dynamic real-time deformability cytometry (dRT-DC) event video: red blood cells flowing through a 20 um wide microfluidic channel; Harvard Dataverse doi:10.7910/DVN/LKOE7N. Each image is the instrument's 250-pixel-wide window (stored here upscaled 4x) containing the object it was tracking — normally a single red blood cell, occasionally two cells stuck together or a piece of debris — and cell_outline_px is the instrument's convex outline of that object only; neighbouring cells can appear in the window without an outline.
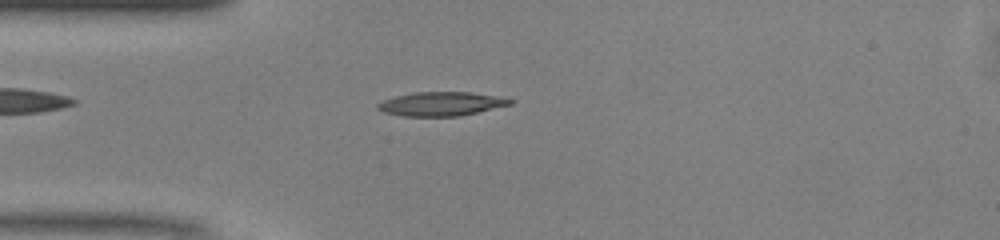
{"species": "common noctule bat (a hibernating species)", "species_latin": "Nyctalus noctula", "temperature_condition": "warm", "stored_images_in_passage": 37, "camera_frame_rate_fps": 3000, "um_per_image_px": 0.085, "animal": {"sex": "male", "body_mass_g": 13.0, "forearm_length_mm": 53.1}, "frame": {"image": 1, "passage_image": 1, "time_ms": 0.0, "image_size_px": [1000, 240], "cell_outline_px": [[516, 100], [512, 104], [460, 116], [404, 116], [384, 112], [376, 108], [376, 104], [384, 100], [396, 96], [416, 92], [472, 92]], "centroid_in_image_um": [37.5, 8.83], "position_along_channel_um": 47.5, "area_um2": 18.32}}
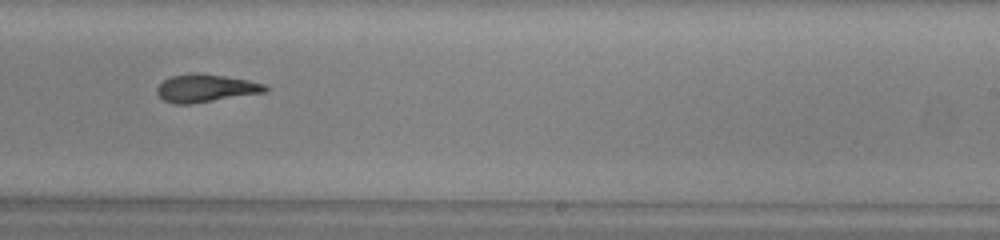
{"frame": {"image": 2, "passage_image": 18, "time_ms": 5.667, "image_size_px": [1000, 240], "cell_outline_px": [[268, 92], [192, 104], [172, 104], [164, 100], [156, 92], [156, 88], [164, 80], [172, 76], [192, 72], [196, 72], [224, 76], [248, 80], [264, 84], [268, 88]], "centroid_in_image_um": [17.49, 7.5], "position_along_channel_um": 271.5, "area_um2": 17.69}}
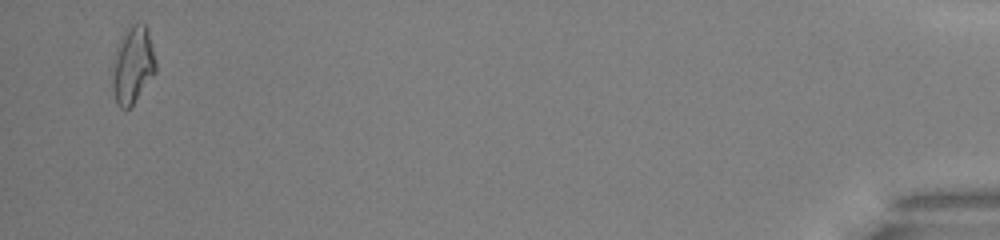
{"frame": {"image": 3, "passage_image": 36, "time_ms": 11.667, "image_size_px": [1000, 240], "cell_outline_px": [[156, 72], [132, 104], [128, 108], [120, 108], [116, 104], [112, 88], [112, 68], [116, 48], [120, 36], [124, 28], [136, 20], [144, 24], [148, 32], [156, 60]], "centroid_in_image_um": [11.26, 5.46], "position_along_channel_um": 423.9, "area_um2": 19.77}, "authors_computed_cell_mechanics": {"area_um2": 17.8024, "velocity_mm_per_s": 4.133, "shape_relaxation_time_tau1_ms": 7.9429, "shape_relaxation_time_tau2_ms": 3.5265, "deformation_change_tau1": 0.2705, "deformation_change_tau2": 0.1162}}